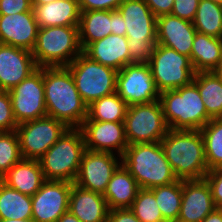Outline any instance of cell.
Returning <instances> with one entry per match:
<instances>
[{
  "mask_svg": "<svg viewBox=\"0 0 222 222\" xmlns=\"http://www.w3.org/2000/svg\"><path fill=\"white\" fill-rule=\"evenodd\" d=\"M44 97L47 116L79 128L87 118L88 106L83 101L67 67H43Z\"/></svg>",
  "mask_w": 222,
  "mask_h": 222,
  "instance_id": "1",
  "label": "cell"
},
{
  "mask_svg": "<svg viewBox=\"0 0 222 222\" xmlns=\"http://www.w3.org/2000/svg\"><path fill=\"white\" fill-rule=\"evenodd\" d=\"M160 143L178 180L205 178L209 170L200 130L168 129Z\"/></svg>",
  "mask_w": 222,
  "mask_h": 222,
  "instance_id": "2",
  "label": "cell"
},
{
  "mask_svg": "<svg viewBox=\"0 0 222 222\" xmlns=\"http://www.w3.org/2000/svg\"><path fill=\"white\" fill-rule=\"evenodd\" d=\"M122 164L140 188L151 189L178 180L160 142L128 145L122 156Z\"/></svg>",
  "mask_w": 222,
  "mask_h": 222,
  "instance_id": "3",
  "label": "cell"
},
{
  "mask_svg": "<svg viewBox=\"0 0 222 222\" xmlns=\"http://www.w3.org/2000/svg\"><path fill=\"white\" fill-rule=\"evenodd\" d=\"M117 10L126 25L130 64H149L157 44V17L144 0H124Z\"/></svg>",
  "mask_w": 222,
  "mask_h": 222,
  "instance_id": "4",
  "label": "cell"
},
{
  "mask_svg": "<svg viewBox=\"0 0 222 222\" xmlns=\"http://www.w3.org/2000/svg\"><path fill=\"white\" fill-rule=\"evenodd\" d=\"M159 102L165 122L172 130H201L212 119L193 81L180 88L161 92Z\"/></svg>",
  "mask_w": 222,
  "mask_h": 222,
  "instance_id": "5",
  "label": "cell"
},
{
  "mask_svg": "<svg viewBox=\"0 0 222 222\" xmlns=\"http://www.w3.org/2000/svg\"><path fill=\"white\" fill-rule=\"evenodd\" d=\"M85 151L80 128H68L39 159L45 179L74 183Z\"/></svg>",
  "mask_w": 222,
  "mask_h": 222,
  "instance_id": "6",
  "label": "cell"
},
{
  "mask_svg": "<svg viewBox=\"0 0 222 222\" xmlns=\"http://www.w3.org/2000/svg\"><path fill=\"white\" fill-rule=\"evenodd\" d=\"M81 53L78 26L39 28L32 50L38 67H67Z\"/></svg>",
  "mask_w": 222,
  "mask_h": 222,
  "instance_id": "7",
  "label": "cell"
},
{
  "mask_svg": "<svg viewBox=\"0 0 222 222\" xmlns=\"http://www.w3.org/2000/svg\"><path fill=\"white\" fill-rule=\"evenodd\" d=\"M75 86L89 106L93 101L116 92L115 69L90 59L83 52L68 66Z\"/></svg>",
  "mask_w": 222,
  "mask_h": 222,
  "instance_id": "8",
  "label": "cell"
},
{
  "mask_svg": "<svg viewBox=\"0 0 222 222\" xmlns=\"http://www.w3.org/2000/svg\"><path fill=\"white\" fill-rule=\"evenodd\" d=\"M149 65L160 93L190 84L196 74L190 57L160 44H156Z\"/></svg>",
  "mask_w": 222,
  "mask_h": 222,
  "instance_id": "9",
  "label": "cell"
},
{
  "mask_svg": "<svg viewBox=\"0 0 222 222\" xmlns=\"http://www.w3.org/2000/svg\"><path fill=\"white\" fill-rule=\"evenodd\" d=\"M124 126L128 145L160 142L169 129L159 100L128 106Z\"/></svg>",
  "mask_w": 222,
  "mask_h": 222,
  "instance_id": "10",
  "label": "cell"
},
{
  "mask_svg": "<svg viewBox=\"0 0 222 222\" xmlns=\"http://www.w3.org/2000/svg\"><path fill=\"white\" fill-rule=\"evenodd\" d=\"M68 128L65 123L50 116L19 124L16 132L22 158L39 160Z\"/></svg>",
  "mask_w": 222,
  "mask_h": 222,
  "instance_id": "11",
  "label": "cell"
},
{
  "mask_svg": "<svg viewBox=\"0 0 222 222\" xmlns=\"http://www.w3.org/2000/svg\"><path fill=\"white\" fill-rule=\"evenodd\" d=\"M9 92L17 124L47 116L43 67H38Z\"/></svg>",
  "mask_w": 222,
  "mask_h": 222,
  "instance_id": "12",
  "label": "cell"
},
{
  "mask_svg": "<svg viewBox=\"0 0 222 222\" xmlns=\"http://www.w3.org/2000/svg\"><path fill=\"white\" fill-rule=\"evenodd\" d=\"M116 93L128 106L159 100L158 91L149 64L131 63L116 76Z\"/></svg>",
  "mask_w": 222,
  "mask_h": 222,
  "instance_id": "13",
  "label": "cell"
},
{
  "mask_svg": "<svg viewBox=\"0 0 222 222\" xmlns=\"http://www.w3.org/2000/svg\"><path fill=\"white\" fill-rule=\"evenodd\" d=\"M115 155L86 149L74 184L103 195L113 173L122 164V157Z\"/></svg>",
  "mask_w": 222,
  "mask_h": 222,
  "instance_id": "14",
  "label": "cell"
},
{
  "mask_svg": "<svg viewBox=\"0 0 222 222\" xmlns=\"http://www.w3.org/2000/svg\"><path fill=\"white\" fill-rule=\"evenodd\" d=\"M72 182L46 180L31 197L32 220L34 222H57L60 216L69 211V198Z\"/></svg>",
  "mask_w": 222,
  "mask_h": 222,
  "instance_id": "15",
  "label": "cell"
},
{
  "mask_svg": "<svg viewBox=\"0 0 222 222\" xmlns=\"http://www.w3.org/2000/svg\"><path fill=\"white\" fill-rule=\"evenodd\" d=\"M86 149L123 156L128 141L124 122L84 121L79 127Z\"/></svg>",
  "mask_w": 222,
  "mask_h": 222,
  "instance_id": "16",
  "label": "cell"
},
{
  "mask_svg": "<svg viewBox=\"0 0 222 222\" xmlns=\"http://www.w3.org/2000/svg\"><path fill=\"white\" fill-rule=\"evenodd\" d=\"M37 68L31 51L0 44V91H10Z\"/></svg>",
  "mask_w": 222,
  "mask_h": 222,
  "instance_id": "17",
  "label": "cell"
},
{
  "mask_svg": "<svg viewBox=\"0 0 222 222\" xmlns=\"http://www.w3.org/2000/svg\"><path fill=\"white\" fill-rule=\"evenodd\" d=\"M39 25L33 9L13 15L0 14V44L33 50Z\"/></svg>",
  "mask_w": 222,
  "mask_h": 222,
  "instance_id": "18",
  "label": "cell"
},
{
  "mask_svg": "<svg viewBox=\"0 0 222 222\" xmlns=\"http://www.w3.org/2000/svg\"><path fill=\"white\" fill-rule=\"evenodd\" d=\"M216 209L205 179L182 180V201L176 222H201Z\"/></svg>",
  "mask_w": 222,
  "mask_h": 222,
  "instance_id": "19",
  "label": "cell"
},
{
  "mask_svg": "<svg viewBox=\"0 0 222 222\" xmlns=\"http://www.w3.org/2000/svg\"><path fill=\"white\" fill-rule=\"evenodd\" d=\"M157 44L176 50L190 57L192 44L196 35L193 22L178 18L172 14L157 17Z\"/></svg>",
  "mask_w": 222,
  "mask_h": 222,
  "instance_id": "20",
  "label": "cell"
},
{
  "mask_svg": "<svg viewBox=\"0 0 222 222\" xmlns=\"http://www.w3.org/2000/svg\"><path fill=\"white\" fill-rule=\"evenodd\" d=\"M90 59L120 71L130 64V51L126 36L110 34L90 43L83 51Z\"/></svg>",
  "mask_w": 222,
  "mask_h": 222,
  "instance_id": "21",
  "label": "cell"
},
{
  "mask_svg": "<svg viewBox=\"0 0 222 222\" xmlns=\"http://www.w3.org/2000/svg\"><path fill=\"white\" fill-rule=\"evenodd\" d=\"M69 211L81 222H107L108 206L102 194L72 184Z\"/></svg>",
  "mask_w": 222,
  "mask_h": 222,
  "instance_id": "22",
  "label": "cell"
},
{
  "mask_svg": "<svg viewBox=\"0 0 222 222\" xmlns=\"http://www.w3.org/2000/svg\"><path fill=\"white\" fill-rule=\"evenodd\" d=\"M39 28L79 26L81 11L78 0H55L44 5H32Z\"/></svg>",
  "mask_w": 222,
  "mask_h": 222,
  "instance_id": "23",
  "label": "cell"
},
{
  "mask_svg": "<svg viewBox=\"0 0 222 222\" xmlns=\"http://www.w3.org/2000/svg\"><path fill=\"white\" fill-rule=\"evenodd\" d=\"M0 180L8 187L31 197L46 181L39 160L23 158Z\"/></svg>",
  "mask_w": 222,
  "mask_h": 222,
  "instance_id": "24",
  "label": "cell"
},
{
  "mask_svg": "<svg viewBox=\"0 0 222 222\" xmlns=\"http://www.w3.org/2000/svg\"><path fill=\"white\" fill-rule=\"evenodd\" d=\"M140 187L130 172L121 164L113 173L103 194L109 210L130 208Z\"/></svg>",
  "mask_w": 222,
  "mask_h": 222,
  "instance_id": "25",
  "label": "cell"
},
{
  "mask_svg": "<svg viewBox=\"0 0 222 222\" xmlns=\"http://www.w3.org/2000/svg\"><path fill=\"white\" fill-rule=\"evenodd\" d=\"M82 51L92 42L112 34V11H82L78 26Z\"/></svg>",
  "mask_w": 222,
  "mask_h": 222,
  "instance_id": "26",
  "label": "cell"
},
{
  "mask_svg": "<svg viewBox=\"0 0 222 222\" xmlns=\"http://www.w3.org/2000/svg\"><path fill=\"white\" fill-rule=\"evenodd\" d=\"M222 58V38L196 32L193 40L190 60L194 71L210 72Z\"/></svg>",
  "mask_w": 222,
  "mask_h": 222,
  "instance_id": "27",
  "label": "cell"
},
{
  "mask_svg": "<svg viewBox=\"0 0 222 222\" xmlns=\"http://www.w3.org/2000/svg\"><path fill=\"white\" fill-rule=\"evenodd\" d=\"M206 112L211 118H222V79L212 71L197 72L193 78Z\"/></svg>",
  "mask_w": 222,
  "mask_h": 222,
  "instance_id": "28",
  "label": "cell"
},
{
  "mask_svg": "<svg viewBox=\"0 0 222 222\" xmlns=\"http://www.w3.org/2000/svg\"><path fill=\"white\" fill-rule=\"evenodd\" d=\"M0 219H32L31 196L8 187L1 180Z\"/></svg>",
  "mask_w": 222,
  "mask_h": 222,
  "instance_id": "29",
  "label": "cell"
},
{
  "mask_svg": "<svg viewBox=\"0 0 222 222\" xmlns=\"http://www.w3.org/2000/svg\"><path fill=\"white\" fill-rule=\"evenodd\" d=\"M128 104L115 92L93 101L84 121L124 122Z\"/></svg>",
  "mask_w": 222,
  "mask_h": 222,
  "instance_id": "30",
  "label": "cell"
},
{
  "mask_svg": "<svg viewBox=\"0 0 222 222\" xmlns=\"http://www.w3.org/2000/svg\"><path fill=\"white\" fill-rule=\"evenodd\" d=\"M193 25L199 33L222 38V5L200 0Z\"/></svg>",
  "mask_w": 222,
  "mask_h": 222,
  "instance_id": "31",
  "label": "cell"
},
{
  "mask_svg": "<svg viewBox=\"0 0 222 222\" xmlns=\"http://www.w3.org/2000/svg\"><path fill=\"white\" fill-rule=\"evenodd\" d=\"M200 132L208 170L222 168V118H212Z\"/></svg>",
  "mask_w": 222,
  "mask_h": 222,
  "instance_id": "32",
  "label": "cell"
},
{
  "mask_svg": "<svg viewBox=\"0 0 222 222\" xmlns=\"http://www.w3.org/2000/svg\"><path fill=\"white\" fill-rule=\"evenodd\" d=\"M163 218L167 222H176L182 201V180L172 184L151 188Z\"/></svg>",
  "mask_w": 222,
  "mask_h": 222,
  "instance_id": "33",
  "label": "cell"
},
{
  "mask_svg": "<svg viewBox=\"0 0 222 222\" xmlns=\"http://www.w3.org/2000/svg\"><path fill=\"white\" fill-rule=\"evenodd\" d=\"M129 209L141 222H167L161 214L151 189L140 188Z\"/></svg>",
  "mask_w": 222,
  "mask_h": 222,
  "instance_id": "34",
  "label": "cell"
},
{
  "mask_svg": "<svg viewBox=\"0 0 222 222\" xmlns=\"http://www.w3.org/2000/svg\"><path fill=\"white\" fill-rule=\"evenodd\" d=\"M22 159L16 130L0 134V179Z\"/></svg>",
  "mask_w": 222,
  "mask_h": 222,
  "instance_id": "35",
  "label": "cell"
},
{
  "mask_svg": "<svg viewBox=\"0 0 222 222\" xmlns=\"http://www.w3.org/2000/svg\"><path fill=\"white\" fill-rule=\"evenodd\" d=\"M17 126L9 92L0 91V130L13 131Z\"/></svg>",
  "mask_w": 222,
  "mask_h": 222,
  "instance_id": "36",
  "label": "cell"
},
{
  "mask_svg": "<svg viewBox=\"0 0 222 222\" xmlns=\"http://www.w3.org/2000/svg\"><path fill=\"white\" fill-rule=\"evenodd\" d=\"M211 190L213 202L217 209L222 208V168L209 170L204 178Z\"/></svg>",
  "mask_w": 222,
  "mask_h": 222,
  "instance_id": "37",
  "label": "cell"
},
{
  "mask_svg": "<svg viewBox=\"0 0 222 222\" xmlns=\"http://www.w3.org/2000/svg\"><path fill=\"white\" fill-rule=\"evenodd\" d=\"M200 0H174L171 14L193 22Z\"/></svg>",
  "mask_w": 222,
  "mask_h": 222,
  "instance_id": "38",
  "label": "cell"
},
{
  "mask_svg": "<svg viewBox=\"0 0 222 222\" xmlns=\"http://www.w3.org/2000/svg\"><path fill=\"white\" fill-rule=\"evenodd\" d=\"M124 0H78L80 11L117 10Z\"/></svg>",
  "mask_w": 222,
  "mask_h": 222,
  "instance_id": "39",
  "label": "cell"
},
{
  "mask_svg": "<svg viewBox=\"0 0 222 222\" xmlns=\"http://www.w3.org/2000/svg\"><path fill=\"white\" fill-rule=\"evenodd\" d=\"M32 9L31 0H0V14L13 15Z\"/></svg>",
  "mask_w": 222,
  "mask_h": 222,
  "instance_id": "40",
  "label": "cell"
},
{
  "mask_svg": "<svg viewBox=\"0 0 222 222\" xmlns=\"http://www.w3.org/2000/svg\"><path fill=\"white\" fill-rule=\"evenodd\" d=\"M152 13L158 17L164 14H171L174 0H144Z\"/></svg>",
  "mask_w": 222,
  "mask_h": 222,
  "instance_id": "41",
  "label": "cell"
},
{
  "mask_svg": "<svg viewBox=\"0 0 222 222\" xmlns=\"http://www.w3.org/2000/svg\"><path fill=\"white\" fill-rule=\"evenodd\" d=\"M107 222H141L129 208L109 210Z\"/></svg>",
  "mask_w": 222,
  "mask_h": 222,
  "instance_id": "42",
  "label": "cell"
},
{
  "mask_svg": "<svg viewBox=\"0 0 222 222\" xmlns=\"http://www.w3.org/2000/svg\"><path fill=\"white\" fill-rule=\"evenodd\" d=\"M112 34L126 36L125 21L118 10H112Z\"/></svg>",
  "mask_w": 222,
  "mask_h": 222,
  "instance_id": "43",
  "label": "cell"
},
{
  "mask_svg": "<svg viewBox=\"0 0 222 222\" xmlns=\"http://www.w3.org/2000/svg\"><path fill=\"white\" fill-rule=\"evenodd\" d=\"M201 222H222V210L216 208L212 213L208 214Z\"/></svg>",
  "mask_w": 222,
  "mask_h": 222,
  "instance_id": "44",
  "label": "cell"
},
{
  "mask_svg": "<svg viewBox=\"0 0 222 222\" xmlns=\"http://www.w3.org/2000/svg\"><path fill=\"white\" fill-rule=\"evenodd\" d=\"M57 222H81L76 216H74L70 211L65 212L59 217Z\"/></svg>",
  "mask_w": 222,
  "mask_h": 222,
  "instance_id": "45",
  "label": "cell"
},
{
  "mask_svg": "<svg viewBox=\"0 0 222 222\" xmlns=\"http://www.w3.org/2000/svg\"><path fill=\"white\" fill-rule=\"evenodd\" d=\"M212 72L219 77L220 79H222V58L220 59L219 63L217 64V66L212 70Z\"/></svg>",
  "mask_w": 222,
  "mask_h": 222,
  "instance_id": "46",
  "label": "cell"
},
{
  "mask_svg": "<svg viewBox=\"0 0 222 222\" xmlns=\"http://www.w3.org/2000/svg\"><path fill=\"white\" fill-rule=\"evenodd\" d=\"M0 222H34L32 219H0Z\"/></svg>",
  "mask_w": 222,
  "mask_h": 222,
  "instance_id": "47",
  "label": "cell"
},
{
  "mask_svg": "<svg viewBox=\"0 0 222 222\" xmlns=\"http://www.w3.org/2000/svg\"><path fill=\"white\" fill-rule=\"evenodd\" d=\"M55 0H31L32 5H44Z\"/></svg>",
  "mask_w": 222,
  "mask_h": 222,
  "instance_id": "48",
  "label": "cell"
},
{
  "mask_svg": "<svg viewBox=\"0 0 222 222\" xmlns=\"http://www.w3.org/2000/svg\"><path fill=\"white\" fill-rule=\"evenodd\" d=\"M211 1L214 2V3H217L219 5H222V0H211Z\"/></svg>",
  "mask_w": 222,
  "mask_h": 222,
  "instance_id": "49",
  "label": "cell"
}]
</instances>
